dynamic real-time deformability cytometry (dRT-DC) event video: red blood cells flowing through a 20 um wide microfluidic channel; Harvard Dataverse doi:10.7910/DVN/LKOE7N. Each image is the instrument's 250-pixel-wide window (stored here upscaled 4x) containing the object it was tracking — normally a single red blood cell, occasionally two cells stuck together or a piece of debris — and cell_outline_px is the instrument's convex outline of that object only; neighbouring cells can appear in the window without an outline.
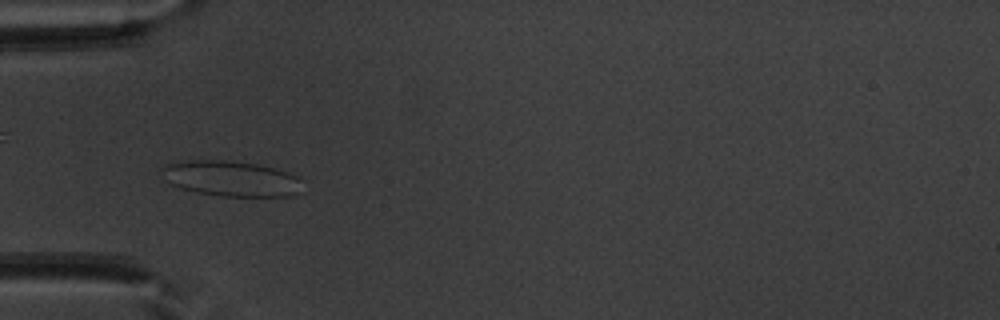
{"species": "common noctule bat (a hibernating species)", "species_latin": "Nyctalus noctula", "temperature_condition": "warm", "stored_images_in_passage": 50, "camera_frame_rate_fps": 3000, "um_per_image_px": 0.085, "animal": {"sex": "male", "body_mass_g": 20.1, "forearm_length_mm": 53.5}, "frame": {"image": 1, "passage_image": 15, "time_ms": 4.667, "image_size_px": [1000, 320], "cell_outline_px": [[304, 192], [288, 196], [220, 196], [196, 192], [180, 188], [168, 184], [164, 180], [164, 164], [172, 160], [228, 160], [256, 164], [288, 172], [300, 176]], "centroid_in_image_um": [19.65, 15.17], "position_along_channel_um": 65.4, "area_um2": 29.59}}
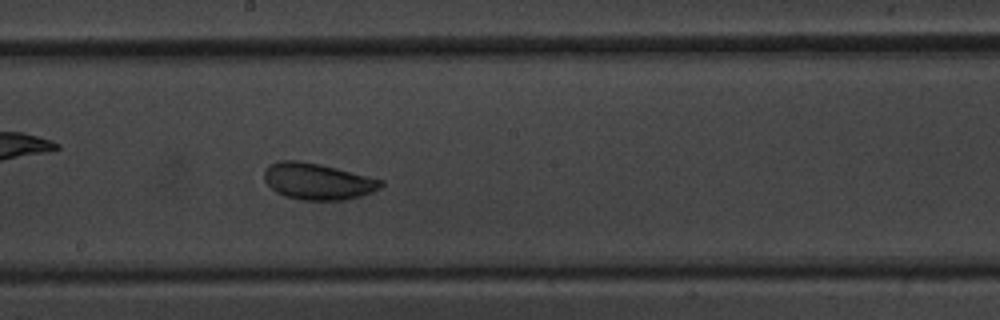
{"frame": {"image": 2, "passage_image": 27, "time_ms": 8.667, "image_size_px": [1000, 320], "cell_outline_px": [[384, 184], [380, 188], [372, 192], [360, 196], [344, 200], [304, 200], [284, 196], [276, 192], [264, 180], [264, 172], [268, 164], [280, 160], [300, 160], [320, 164], [384, 180]], "centroid_in_image_um": [26.99, 15.41], "position_along_channel_um": 221.2, "area_um2": 24.85}}
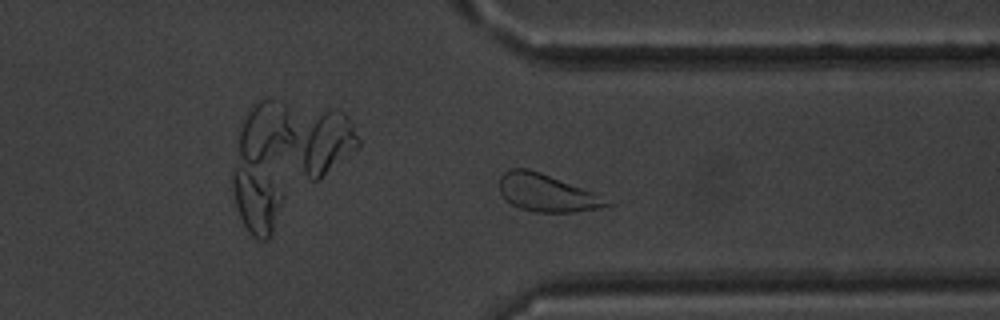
{"frame": {"image": 3, "passage_image": 38, "time_ms": 12.333, "image_size_px": [1000, 320], "cell_outline_px": [[616, 204], [600, 208], [576, 212], [532, 212], [520, 208], [504, 200], [500, 192], [500, 176], [504, 172], [512, 168], [528, 168], [540, 172], [616, 200]], "centroid_in_image_um": [46.55, 16.41], "position_along_channel_um": 364.8, "area_um2": 23.93}, "authors_computed_cell_mechanics": {"area_um2": 26.3279, "velocity_mm_per_s": 3.923, "shape_relaxation_time_tau1_ms": 2.7412, "shape_relaxation_time_tau2_ms": 0.87, "deformation_change_tau1": 0.0751, "deformation_change_tau2": 0.0725}}